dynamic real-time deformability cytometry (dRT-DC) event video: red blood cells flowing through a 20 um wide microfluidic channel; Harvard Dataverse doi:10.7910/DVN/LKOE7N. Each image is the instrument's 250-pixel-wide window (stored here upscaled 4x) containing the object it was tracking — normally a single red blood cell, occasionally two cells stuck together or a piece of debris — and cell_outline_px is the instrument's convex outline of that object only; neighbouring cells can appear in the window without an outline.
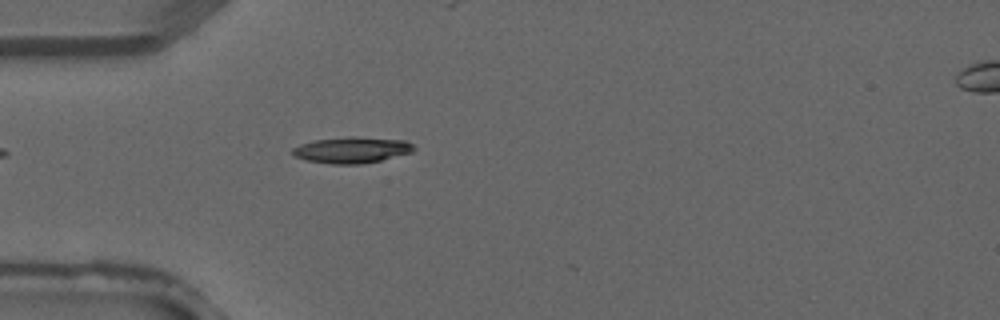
{"species": "common noctule bat (a hibernating species)", "species_latin": "Nyctalus noctula", "temperature_condition": "warm", "stored_images_in_passage": 5, "camera_frame_rate_fps": 3000, "um_per_image_px": 0.085, "animal": {"sex": "male", "forearm_length_mm": 52.5}, "frame": {"image": 1, "passage_image": 4, "time_ms": 1.0, "image_size_px": [1000, 320], "cell_outline_px": [[416, 148], [412, 152], [380, 160], [360, 164], [332, 164], [304, 160], [292, 156], [292, 148], [300, 144], [316, 140], [352, 136], [408, 140]], "centroid_in_image_um": [29.89, 12.74], "position_along_channel_um": 55.1, "area_um2": 18.55}}